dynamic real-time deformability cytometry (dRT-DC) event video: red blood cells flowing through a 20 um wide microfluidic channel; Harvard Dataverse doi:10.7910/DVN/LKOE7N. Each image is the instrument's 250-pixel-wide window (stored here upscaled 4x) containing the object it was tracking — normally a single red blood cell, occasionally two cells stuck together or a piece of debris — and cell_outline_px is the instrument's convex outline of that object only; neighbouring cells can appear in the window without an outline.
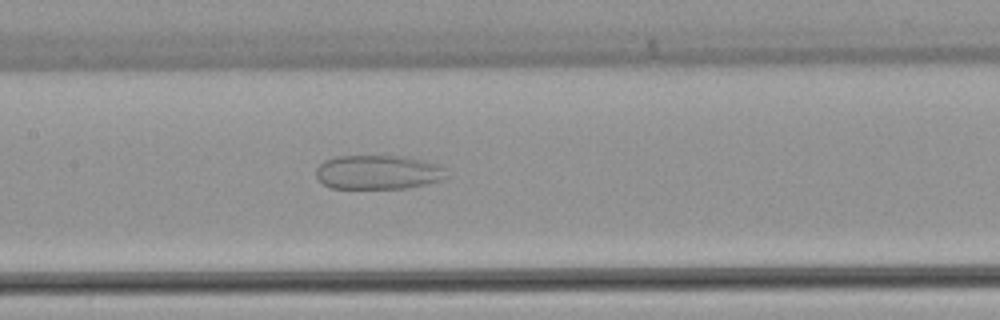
{"species": "common noctule bat (a hibernating species)", "species_latin": "Nyctalus noctula", "temperature_condition": "warm", "stored_images_in_passage": 38, "camera_frame_rate_fps": 3000, "um_per_image_px": 0.085, "animal": {"sex": "female", "body_mass_g": 22.7, "forearm_length_mm": 54.2}, "frame": {"image": 1, "passage_image": 15, "time_ms": 4.667, "image_size_px": [1000, 320], "cell_outline_px": [[448, 176], [444, 180], [408, 188], [332, 188], [324, 184], [316, 176], [316, 168], [324, 160], [336, 156], [396, 156], [424, 160], [436, 164], [444, 168]], "centroid_in_image_um": [32.15, 14.64], "position_along_channel_um": 175.3, "area_um2": 26.01}}
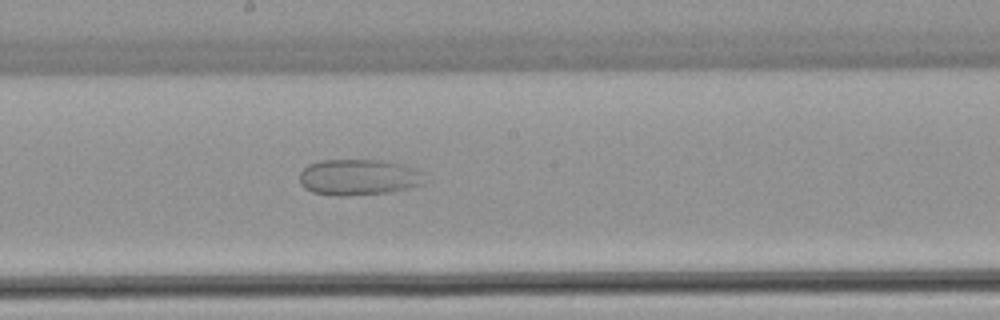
{"frame": {"image": 2, "passage_image": 18, "time_ms": 5.667, "image_size_px": [1000, 320], "cell_outline_px": [[424, 184], [408, 188], [388, 192], [348, 196], [332, 196], [312, 192], [304, 188], [300, 184], [300, 172], [308, 164], [320, 160], [380, 160], [404, 164], [416, 168], [424, 172]], "centroid_in_image_um": [30.49, 15.06], "position_along_channel_um": 217.7, "area_um2": 26.65}}